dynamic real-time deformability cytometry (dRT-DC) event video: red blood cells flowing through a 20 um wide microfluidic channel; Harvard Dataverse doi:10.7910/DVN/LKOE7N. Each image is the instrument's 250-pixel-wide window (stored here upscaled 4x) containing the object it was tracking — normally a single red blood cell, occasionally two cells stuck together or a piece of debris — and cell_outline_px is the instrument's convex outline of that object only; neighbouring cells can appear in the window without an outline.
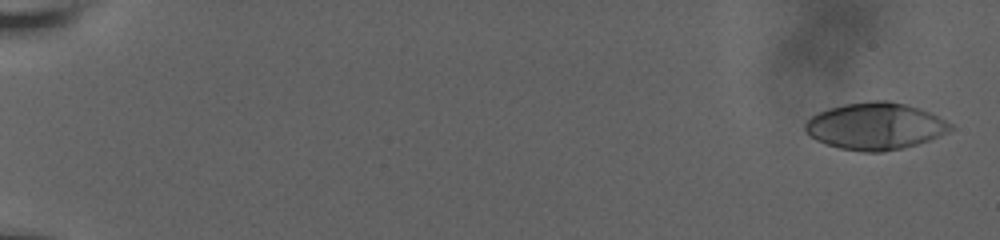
{"species": "human", "species_latin": "Homo sapiens", "temperature_condition": "room temperature", "stored_images_in_passage": 60, "camera_frame_rate_fps": 3000, "um_per_image_px": 0.085, "donor": {"sex": "male"}, "frame": {"image": 1, "passage_image": 2, "time_ms": 0.333, "image_size_px": [1000, 240], "cell_outline_px": [[952, 128], [948, 132], [928, 140], [916, 144], [900, 148], [880, 152], [864, 152], [840, 148], [816, 140], [804, 132], [804, 124], [816, 112], [828, 108], [844, 104], [872, 100], [888, 100], [920, 108], [952, 124]], "centroid_in_image_um": [74.35, 10.71], "position_along_channel_um": 10.7, "area_um2": 39.54}}
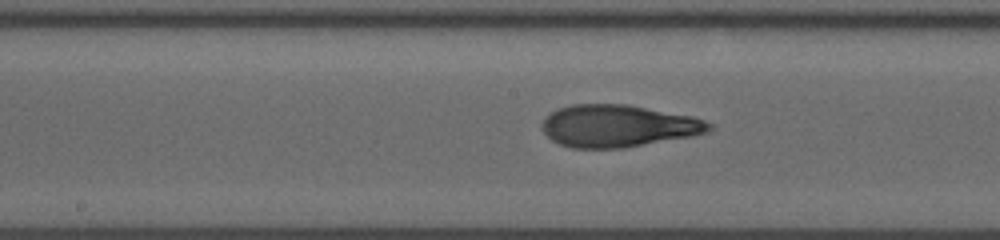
{"frame": {"image": 2, "passage_image": 34, "time_ms": 11.0, "image_size_px": [1000, 240], "cell_outline_px": [[712, 128], [708, 132], [692, 136], [624, 148], [572, 148], [560, 144], [552, 140], [540, 128], [540, 124], [556, 108], [572, 104], [628, 104], [692, 116], [704, 120], [712, 124]], "centroid_in_image_um": [52.53, 10.7], "position_along_channel_um": 195.7, "area_um2": 41.21}}
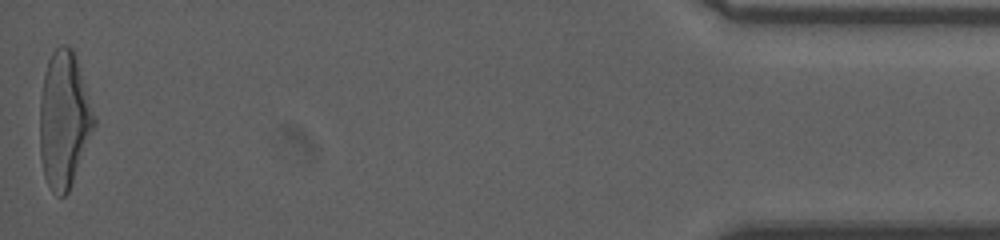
{"frame": {"image": 3, "passage_image": 60, "time_ms": 19.667, "image_size_px": [1000, 240], "cell_outline_px": [[96, 124], [72, 184], [68, 192], [64, 196], [56, 196], [52, 192], [44, 176], [40, 156], [40, 96], [44, 72], [48, 60], [52, 52], [60, 44], [64, 44], [72, 48], [76, 52], [96, 116]], "centroid_in_image_um": [5.46, 10.14], "position_along_channel_um": 429.7, "area_um2": 43.87}, "authors_computed_cell_mechanics": {"area_um2": 40.3155, "velocity_mm_per_s": 3.6576, "shape_relaxation_time_tau1_ms": 6.473, "shape_relaxation_time_tau2_ms": 1.4973, "deformation_change_tau1": 0.2547, "deformation_change_tau2": 0.0999}}